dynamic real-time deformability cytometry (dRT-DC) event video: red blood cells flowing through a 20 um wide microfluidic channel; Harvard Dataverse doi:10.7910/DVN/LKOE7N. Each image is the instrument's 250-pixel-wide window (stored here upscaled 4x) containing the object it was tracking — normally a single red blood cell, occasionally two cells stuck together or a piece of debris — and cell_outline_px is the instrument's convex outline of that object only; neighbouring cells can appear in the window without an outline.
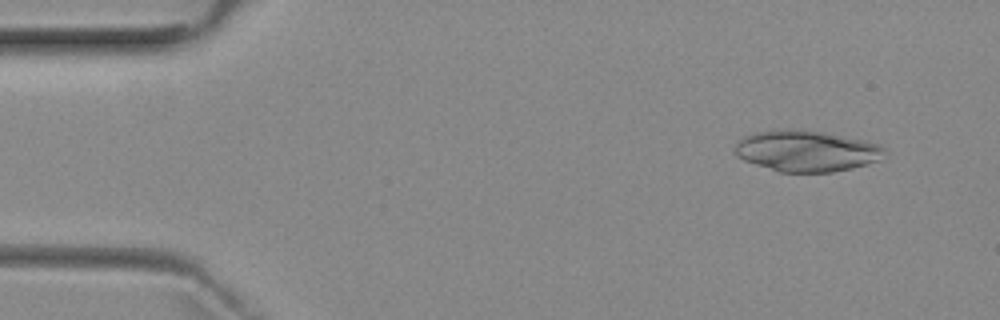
{"species": "common noctule bat (a hibernating species)", "species_latin": "Nyctalus noctula", "temperature_condition": "room temperature", "stored_images_in_passage": 4, "camera_frame_rate_fps": 3000, "um_per_image_px": 0.085, "animal": {"sex": "female", "body_mass_g": 29.2, "forearm_length_mm": 56.3}, "frame": {"image": 1, "passage_image": 1, "time_ms": 0.0, "image_size_px": [1000, 320], "cell_outline_px": [[888, 156], [868, 164], [852, 168], [832, 172], [780, 172], [744, 160], [736, 156], [736, 144], [744, 136], [756, 132], [824, 132], [880, 144], [888, 152]], "centroid_in_image_um": [68.64, 12.88], "position_along_channel_um": 16.4, "area_um2": 34.85}}
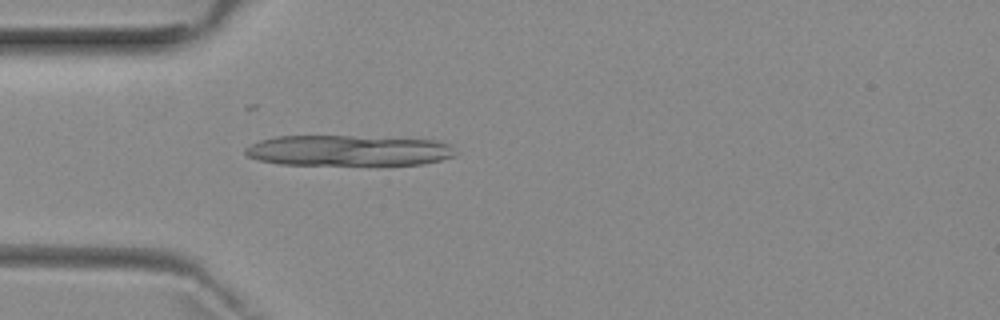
{"frame": {"image": 2, "passage_image": 4, "time_ms": 3.333, "image_size_px": [1000, 320], "cell_outline_px": [[460, 152], [456, 156], [424, 164], [280, 164], [260, 160], [248, 156], [244, 152], [244, 148], [260, 140], [276, 136], [352, 136], [436, 140], [448, 144]], "centroid_in_image_um": [29.65, 12.79], "position_along_channel_um": 55.3, "area_um2": 37.45}}